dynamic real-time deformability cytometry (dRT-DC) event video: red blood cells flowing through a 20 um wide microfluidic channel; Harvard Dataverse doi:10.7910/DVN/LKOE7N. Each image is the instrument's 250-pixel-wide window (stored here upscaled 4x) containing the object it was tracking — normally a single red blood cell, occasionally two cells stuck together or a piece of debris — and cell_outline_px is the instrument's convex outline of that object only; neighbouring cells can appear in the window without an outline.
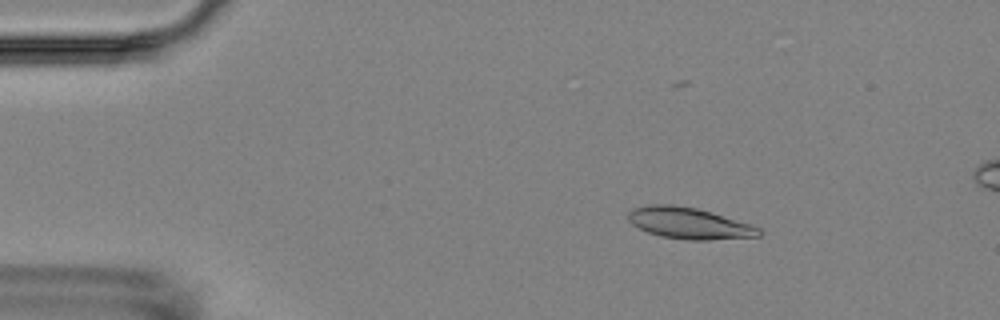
{"species": "Egyptian fruit bat (a non-hibernating species)", "species_latin": "Rousettus aegyptiacus", "temperature_condition": "room temperature", "stored_images_in_passage": 5, "camera_frame_rate_fps": 3000, "um_per_image_px": 0.085, "animal": {"sex": "female"}, "frame": {"image": 1, "passage_image": 3, "time_ms": 2.333, "image_size_px": [1000, 320], "cell_outline_px": [[764, 232], [760, 236], [708, 240], [688, 240], [660, 236], [648, 232], [632, 224], [628, 220], [628, 212], [632, 208], [652, 204], [672, 204], [696, 208], [748, 224], [760, 228]], "centroid_in_image_um": [58.54, 18.98], "position_along_channel_um": 26.5, "area_um2": 23.64}}